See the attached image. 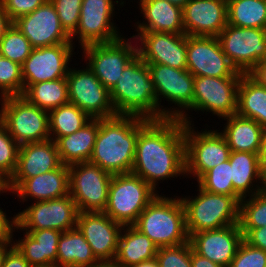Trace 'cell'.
Segmentation results:
<instances>
[{
	"label": "cell",
	"mask_w": 266,
	"mask_h": 267,
	"mask_svg": "<svg viewBox=\"0 0 266 267\" xmlns=\"http://www.w3.org/2000/svg\"><path fill=\"white\" fill-rule=\"evenodd\" d=\"M243 240L253 247L266 251V227L240 228Z\"/></svg>",
	"instance_id": "cell-46"
},
{
	"label": "cell",
	"mask_w": 266,
	"mask_h": 267,
	"mask_svg": "<svg viewBox=\"0 0 266 267\" xmlns=\"http://www.w3.org/2000/svg\"><path fill=\"white\" fill-rule=\"evenodd\" d=\"M47 0H0L10 19L15 21L20 16L32 13Z\"/></svg>",
	"instance_id": "cell-45"
},
{
	"label": "cell",
	"mask_w": 266,
	"mask_h": 267,
	"mask_svg": "<svg viewBox=\"0 0 266 267\" xmlns=\"http://www.w3.org/2000/svg\"><path fill=\"white\" fill-rule=\"evenodd\" d=\"M237 115L255 120L266 129V87L242 74L237 89Z\"/></svg>",
	"instance_id": "cell-33"
},
{
	"label": "cell",
	"mask_w": 266,
	"mask_h": 267,
	"mask_svg": "<svg viewBox=\"0 0 266 267\" xmlns=\"http://www.w3.org/2000/svg\"><path fill=\"white\" fill-rule=\"evenodd\" d=\"M194 126L184 123L186 179L193 177L197 181L211 168L229 160L231 151L218 129L207 125L198 131Z\"/></svg>",
	"instance_id": "cell-9"
},
{
	"label": "cell",
	"mask_w": 266,
	"mask_h": 267,
	"mask_svg": "<svg viewBox=\"0 0 266 267\" xmlns=\"http://www.w3.org/2000/svg\"><path fill=\"white\" fill-rule=\"evenodd\" d=\"M191 263L192 267H223L210 261L209 259L197 254L191 246Z\"/></svg>",
	"instance_id": "cell-50"
},
{
	"label": "cell",
	"mask_w": 266,
	"mask_h": 267,
	"mask_svg": "<svg viewBox=\"0 0 266 267\" xmlns=\"http://www.w3.org/2000/svg\"><path fill=\"white\" fill-rule=\"evenodd\" d=\"M61 165L56 142L52 139L20 145L17 166L8 180V189L13 193L26 179L55 170Z\"/></svg>",
	"instance_id": "cell-22"
},
{
	"label": "cell",
	"mask_w": 266,
	"mask_h": 267,
	"mask_svg": "<svg viewBox=\"0 0 266 267\" xmlns=\"http://www.w3.org/2000/svg\"><path fill=\"white\" fill-rule=\"evenodd\" d=\"M187 70L194 76L241 77L217 37L187 35Z\"/></svg>",
	"instance_id": "cell-19"
},
{
	"label": "cell",
	"mask_w": 266,
	"mask_h": 267,
	"mask_svg": "<svg viewBox=\"0 0 266 267\" xmlns=\"http://www.w3.org/2000/svg\"><path fill=\"white\" fill-rule=\"evenodd\" d=\"M157 94L159 111L166 118H179L192 104L194 75L187 69H177L163 64H148ZM172 107L161 105V102ZM174 104V105H173Z\"/></svg>",
	"instance_id": "cell-12"
},
{
	"label": "cell",
	"mask_w": 266,
	"mask_h": 267,
	"mask_svg": "<svg viewBox=\"0 0 266 267\" xmlns=\"http://www.w3.org/2000/svg\"><path fill=\"white\" fill-rule=\"evenodd\" d=\"M11 193L8 189V180L0 174V196L4 195L3 193ZM2 193V194H1Z\"/></svg>",
	"instance_id": "cell-56"
},
{
	"label": "cell",
	"mask_w": 266,
	"mask_h": 267,
	"mask_svg": "<svg viewBox=\"0 0 266 267\" xmlns=\"http://www.w3.org/2000/svg\"><path fill=\"white\" fill-rule=\"evenodd\" d=\"M98 263L77 227L62 232L58 241L56 267H90Z\"/></svg>",
	"instance_id": "cell-32"
},
{
	"label": "cell",
	"mask_w": 266,
	"mask_h": 267,
	"mask_svg": "<svg viewBox=\"0 0 266 267\" xmlns=\"http://www.w3.org/2000/svg\"><path fill=\"white\" fill-rule=\"evenodd\" d=\"M90 267H117L114 262H99L96 265Z\"/></svg>",
	"instance_id": "cell-58"
},
{
	"label": "cell",
	"mask_w": 266,
	"mask_h": 267,
	"mask_svg": "<svg viewBox=\"0 0 266 267\" xmlns=\"http://www.w3.org/2000/svg\"><path fill=\"white\" fill-rule=\"evenodd\" d=\"M0 122L19 145L50 139L49 112L30 104L23 96L0 99Z\"/></svg>",
	"instance_id": "cell-8"
},
{
	"label": "cell",
	"mask_w": 266,
	"mask_h": 267,
	"mask_svg": "<svg viewBox=\"0 0 266 267\" xmlns=\"http://www.w3.org/2000/svg\"><path fill=\"white\" fill-rule=\"evenodd\" d=\"M62 28L71 36L77 29L80 19L82 0H50Z\"/></svg>",
	"instance_id": "cell-43"
},
{
	"label": "cell",
	"mask_w": 266,
	"mask_h": 267,
	"mask_svg": "<svg viewBox=\"0 0 266 267\" xmlns=\"http://www.w3.org/2000/svg\"><path fill=\"white\" fill-rule=\"evenodd\" d=\"M33 47L29 40L13 24L0 41V55L22 66Z\"/></svg>",
	"instance_id": "cell-39"
},
{
	"label": "cell",
	"mask_w": 266,
	"mask_h": 267,
	"mask_svg": "<svg viewBox=\"0 0 266 267\" xmlns=\"http://www.w3.org/2000/svg\"><path fill=\"white\" fill-rule=\"evenodd\" d=\"M247 74L259 85L266 87V59L261 60Z\"/></svg>",
	"instance_id": "cell-49"
},
{
	"label": "cell",
	"mask_w": 266,
	"mask_h": 267,
	"mask_svg": "<svg viewBox=\"0 0 266 267\" xmlns=\"http://www.w3.org/2000/svg\"><path fill=\"white\" fill-rule=\"evenodd\" d=\"M141 119L133 115L99 119V130L89 162L113 175L131 173Z\"/></svg>",
	"instance_id": "cell-2"
},
{
	"label": "cell",
	"mask_w": 266,
	"mask_h": 267,
	"mask_svg": "<svg viewBox=\"0 0 266 267\" xmlns=\"http://www.w3.org/2000/svg\"><path fill=\"white\" fill-rule=\"evenodd\" d=\"M110 99L117 115H133L148 120L166 118L159 111L148 64L138 55L124 68L110 91Z\"/></svg>",
	"instance_id": "cell-3"
},
{
	"label": "cell",
	"mask_w": 266,
	"mask_h": 267,
	"mask_svg": "<svg viewBox=\"0 0 266 267\" xmlns=\"http://www.w3.org/2000/svg\"><path fill=\"white\" fill-rule=\"evenodd\" d=\"M76 227L99 262H114L123 228L121 223L113 221L104 212H79Z\"/></svg>",
	"instance_id": "cell-20"
},
{
	"label": "cell",
	"mask_w": 266,
	"mask_h": 267,
	"mask_svg": "<svg viewBox=\"0 0 266 267\" xmlns=\"http://www.w3.org/2000/svg\"><path fill=\"white\" fill-rule=\"evenodd\" d=\"M81 49L85 64L109 91L118 82L124 68L138 55L137 43L132 36H123L110 43L90 44Z\"/></svg>",
	"instance_id": "cell-11"
},
{
	"label": "cell",
	"mask_w": 266,
	"mask_h": 267,
	"mask_svg": "<svg viewBox=\"0 0 266 267\" xmlns=\"http://www.w3.org/2000/svg\"><path fill=\"white\" fill-rule=\"evenodd\" d=\"M78 213L70 194L47 201L31 202L30 206L27 205L24 210L16 213L14 233L42 229L64 232L76 227Z\"/></svg>",
	"instance_id": "cell-14"
},
{
	"label": "cell",
	"mask_w": 266,
	"mask_h": 267,
	"mask_svg": "<svg viewBox=\"0 0 266 267\" xmlns=\"http://www.w3.org/2000/svg\"><path fill=\"white\" fill-rule=\"evenodd\" d=\"M23 232L13 245L32 267H56L58 241L62 232L55 229ZM15 239V240H14Z\"/></svg>",
	"instance_id": "cell-26"
},
{
	"label": "cell",
	"mask_w": 266,
	"mask_h": 267,
	"mask_svg": "<svg viewBox=\"0 0 266 267\" xmlns=\"http://www.w3.org/2000/svg\"><path fill=\"white\" fill-rule=\"evenodd\" d=\"M139 12L143 15L140 22L133 24L136 32L154 31L185 34L182 8L167 0H137Z\"/></svg>",
	"instance_id": "cell-25"
},
{
	"label": "cell",
	"mask_w": 266,
	"mask_h": 267,
	"mask_svg": "<svg viewBox=\"0 0 266 267\" xmlns=\"http://www.w3.org/2000/svg\"><path fill=\"white\" fill-rule=\"evenodd\" d=\"M158 247L133 225L123 226L114 260L117 267H130L142 261L156 258Z\"/></svg>",
	"instance_id": "cell-30"
},
{
	"label": "cell",
	"mask_w": 266,
	"mask_h": 267,
	"mask_svg": "<svg viewBox=\"0 0 266 267\" xmlns=\"http://www.w3.org/2000/svg\"><path fill=\"white\" fill-rule=\"evenodd\" d=\"M99 130V119H91L75 133L60 137L56 141L60 160L64 165L90 160Z\"/></svg>",
	"instance_id": "cell-31"
},
{
	"label": "cell",
	"mask_w": 266,
	"mask_h": 267,
	"mask_svg": "<svg viewBox=\"0 0 266 267\" xmlns=\"http://www.w3.org/2000/svg\"><path fill=\"white\" fill-rule=\"evenodd\" d=\"M259 161L266 162V129L264 130L261 142V149L259 153Z\"/></svg>",
	"instance_id": "cell-54"
},
{
	"label": "cell",
	"mask_w": 266,
	"mask_h": 267,
	"mask_svg": "<svg viewBox=\"0 0 266 267\" xmlns=\"http://www.w3.org/2000/svg\"><path fill=\"white\" fill-rule=\"evenodd\" d=\"M138 56L147 64L187 69V35L169 32H136Z\"/></svg>",
	"instance_id": "cell-18"
},
{
	"label": "cell",
	"mask_w": 266,
	"mask_h": 267,
	"mask_svg": "<svg viewBox=\"0 0 266 267\" xmlns=\"http://www.w3.org/2000/svg\"><path fill=\"white\" fill-rule=\"evenodd\" d=\"M131 173L141 177L159 194L160 183L186 177L184 123L180 119L142 118L139 121Z\"/></svg>",
	"instance_id": "cell-1"
},
{
	"label": "cell",
	"mask_w": 266,
	"mask_h": 267,
	"mask_svg": "<svg viewBox=\"0 0 266 267\" xmlns=\"http://www.w3.org/2000/svg\"><path fill=\"white\" fill-rule=\"evenodd\" d=\"M240 228L266 227V193L258 192L240 200Z\"/></svg>",
	"instance_id": "cell-37"
},
{
	"label": "cell",
	"mask_w": 266,
	"mask_h": 267,
	"mask_svg": "<svg viewBox=\"0 0 266 267\" xmlns=\"http://www.w3.org/2000/svg\"><path fill=\"white\" fill-rule=\"evenodd\" d=\"M158 194L139 176L132 173L114 174L104 213L123 226L133 225Z\"/></svg>",
	"instance_id": "cell-6"
},
{
	"label": "cell",
	"mask_w": 266,
	"mask_h": 267,
	"mask_svg": "<svg viewBox=\"0 0 266 267\" xmlns=\"http://www.w3.org/2000/svg\"><path fill=\"white\" fill-rule=\"evenodd\" d=\"M217 38L230 63L243 74L266 59V29L227 24Z\"/></svg>",
	"instance_id": "cell-16"
},
{
	"label": "cell",
	"mask_w": 266,
	"mask_h": 267,
	"mask_svg": "<svg viewBox=\"0 0 266 267\" xmlns=\"http://www.w3.org/2000/svg\"><path fill=\"white\" fill-rule=\"evenodd\" d=\"M12 194L23 204L29 200L47 201L68 195L69 166L62 164L55 170L26 179Z\"/></svg>",
	"instance_id": "cell-27"
},
{
	"label": "cell",
	"mask_w": 266,
	"mask_h": 267,
	"mask_svg": "<svg viewBox=\"0 0 266 267\" xmlns=\"http://www.w3.org/2000/svg\"><path fill=\"white\" fill-rule=\"evenodd\" d=\"M223 130L219 131L226 139L230 151L259 154L264 128L255 120L237 114L222 118Z\"/></svg>",
	"instance_id": "cell-28"
},
{
	"label": "cell",
	"mask_w": 266,
	"mask_h": 267,
	"mask_svg": "<svg viewBox=\"0 0 266 267\" xmlns=\"http://www.w3.org/2000/svg\"><path fill=\"white\" fill-rule=\"evenodd\" d=\"M75 48L73 43L33 48L21 66L24 91L31 84L66 78Z\"/></svg>",
	"instance_id": "cell-17"
},
{
	"label": "cell",
	"mask_w": 266,
	"mask_h": 267,
	"mask_svg": "<svg viewBox=\"0 0 266 267\" xmlns=\"http://www.w3.org/2000/svg\"><path fill=\"white\" fill-rule=\"evenodd\" d=\"M189 241L197 254L223 267H229L243 241V233L240 225L234 224L193 233Z\"/></svg>",
	"instance_id": "cell-24"
},
{
	"label": "cell",
	"mask_w": 266,
	"mask_h": 267,
	"mask_svg": "<svg viewBox=\"0 0 266 267\" xmlns=\"http://www.w3.org/2000/svg\"><path fill=\"white\" fill-rule=\"evenodd\" d=\"M182 14L186 35L217 37L228 24L227 0H189Z\"/></svg>",
	"instance_id": "cell-23"
},
{
	"label": "cell",
	"mask_w": 266,
	"mask_h": 267,
	"mask_svg": "<svg viewBox=\"0 0 266 267\" xmlns=\"http://www.w3.org/2000/svg\"><path fill=\"white\" fill-rule=\"evenodd\" d=\"M197 188V195L180 197L189 237L193 233L239 224L240 200L236 196L211 193L198 185Z\"/></svg>",
	"instance_id": "cell-5"
},
{
	"label": "cell",
	"mask_w": 266,
	"mask_h": 267,
	"mask_svg": "<svg viewBox=\"0 0 266 267\" xmlns=\"http://www.w3.org/2000/svg\"><path fill=\"white\" fill-rule=\"evenodd\" d=\"M130 267H159V265L156 258H153L150 260L142 261L141 263L132 265Z\"/></svg>",
	"instance_id": "cell-55"
},
{
	"label": "cell",
	"mask_w": 266,
	"mask_h": 267,
	"mask_svg": "<svg viewBox=\"0 0 266 267\" xmlns=\"http://www.w3.org/2000/svg\"><path fill=\"white\" fill-rule=\"evenodd\" d=\"M6 210L3 211V208L0 204V240L2 239H13L16 236L14 235V228L17 225L16 213L13 217L7 215Z\"/></svg>",
	"instance_id": "cell-47"
},
{
	"label": "cell",
	"mask_w": 266,
	"mask_h": 267,
	"mask_svg": "<svg viewBox=\"0 0 266 267\" xmlns=\"http://www.w3.org/2000/svg\"><path fill=\"white\" fill-rule=\"evenodd\" d=\"M260 189L266 193V162H260Z\"/></svg>",
	"instance_id": "cell-53"
},
{
	"label": "cell",
	"mask_w": 266,
	"mask_h": 267,
	"mask_svg": "<svg viewBox=\"0 0 266 267\" xmlns=\"http://www.w3.org/2000/svg\"><path fill=\"white\" fill-rule=\"evenodd\" d=\"M71 67L67 73L69 103L76 105L91 119L109 118L117 115L110 99V91L84 65Z\"/></svg>",
	"instance_id": "cell-15"
},
{
	"label": "cell",
	"mask_w": 266,
	"mask_h": 267,
	"mask_svg": "<svg viewBox=\"0 0 266 267\" xmlns=\"http://www.w3.org/2000/svg\"><path fill=\"white\" fill-rule=\"evenodd\" d=\"M229 267H266V251L243 240Z\"/></svg>",
	"instance_id": "cell-44"
},
{
	"label": "cell",
	"mask_w": 266,
	"mask_h": 267,
	"mask_svg": "<svg viewBox=\"0 0 266 267\" xmlns=\"http://www.w3.org/2000/svg\"><path fill=\"white\" fill-rule=\"evenodd\" d=\"M123 4L126 5V0H120Z\"/></svg>",
	"instance_id": "cell-59"
},
{
	"label": "cell",
	"mask_w": 266,
	"mask_h": 267,
	"mask_svg": "<svg viewBox=\"0 0 266 267\" xmlns=\"http://www.w3.org/2000/svg\"><path fill=\"white\" fill-rule=\"evenodd\" d=\"M13 239L0 240V267H2L7 251L13 246Z\"/></svg>",
	"instance_id": "cell-52"
},
{
	"label": "cell",
	"mask_w": 266,
	"mask_h": 267,
	"mask_svg": "<svg viewBox=\"0 0 266 267\" xmlns=\"http://www.w3.org/2000/svg\"><path fill=\"white\" fill-rule=\"evenodd\" d=\"M228 24L266 29V0H227Z\"/></svg>",
	"instance_id": "cell-35"
},
{
	"label": "cell",
	"mask_w": 266,
	"mask_h": 267,
	"mask_svg": "<svg viewBox=\"0 0 266 267\" xmlns=\"http://www.w3.org/2000/svg\"><path fill=\"white\" fill-rule=\"evenodd\" d=\"M117 6L122 9L124 4L119 0H82L79 24L70 36L73 45L78 40L80 49L90 44L110 43L122 38L124 35L113 20L118 13L115 11Z\"/></svg>",
	"instance_id": "cell-10"
},
{
	"label": "cell",
	"mask_w": 266,
	"mask_h": 267,
	"mask_svg": "<svg viewBox=\"0 0 266 267\" xmlns=\"http://www.w3.org/2000/svg\"><path fill=\"white\" fill-rule=\"evenodd\" d=\"M133 226L147 235L158 248L189 241L185 209L180 196L158 194L141 212Z\"/></svg>",
	"instance_id": "cell-4"
},
{
	"label": "cell",
	"mask_w": 266,
	"mask_h": 267,
	"mask_svg": "<svg viewBox=\"0 0 266 267\" xmlns=\"http://www.w3.org/2000/svg\"><path fill=\"white\" fill-rule=\"evenodd\" d=\"M13 25L8 13L4 10L3 5L0 3V41L5 36L6 31Z\"/></svg>",
	"instance_id": "cell-51"
},
{
	"label": "cell",
	"mask_w": 266,
	"mask_h": 267,
	"mask_svg": "<svg viewBox=\"0 0 266 267\" xmlns=\"http://www.w3.org/2000/svg\"><path fill=\"white\" fill-rule=\"evenodd\" d=\"M229 161L234 196L241 200L261 192L259 154L231 151Z\"/></svg>",
	"instance_id": "cell-29"
},
{
	"label": "cell",
	"mask_w": 266,
	"mask_h": 267,
	"mask_svg": "<svg viewBox=\"0 0 266 267\" xmlns=\"http://www.w3.org/2000/svg\"><path fill=\"white\" fill-rule=\"evenodd\" d=\"M13 24L25 35L33 48L72 43L50 0L32 13L20 16Z\"/></svg>",
	"instance_id": "cell-21"
},
{
	"label": "cell",
	"mask_w": 266,
	"mask_h": 267,
	"mask_svg": "<svg viewBox=\"0 0 266 267\" xmlns=\"http://www.w3.org/2000/svg\"><path fill=\"white\" fill-rule=\"evenodd\" d=\"M91 118L74 104L68 103L49 111L50 139L55 142L63 136L75 133Z\"/></svg>",
	"instance_id": "cell-36"
},
{
	"label": "cell",
	"mask_w": 266,
	"mask_h": 267,
	"mask_svg": "<svg viewBox=\"0 0 266 267\" xmlns=\"http://www.w3.org/2000/svg\"><path fill=\"white\" fill-rule=\"evenodd\" d=\"M156 260L159 267H192L190 241L158 248Z\"/></svg>",
	"instance_id": "cell-42"
},
{
	"label": "cell",
	"mask_w": 266,
	"mask_h": 267,
	"mask_svg": "<svg viewBox=\"0 0 266 267\" xmlns=\"http://www.w3.org/2000/svg\"><path fill=\"white\" fill-rule=\"evenodd\" d=\"M2 267H32L13 245L6 253Z\"/></svg>",
	"instance_id": "cell-48"
},
{
	"label": "cell",
	"mask_w": 266,
	"mask_h": 267,
	"mask_svg": "<svg viewBox=\"0 0 266 267\" xmlns=\"http://www.w3.org/2000/svg\"><path fill=\"white\" fill-rule=\"evenodd\" d=\"M112 176L89 161L69 165V194L79 212H104Z\"/></svg>",
	"instance_id": "cell-13"
},
{
	"label": "cell",
	"mask_w": 266,
	"mask_h": 267,
	"mask_svg": "<svg viewBox=\"0 0 266 267\" xmlns=\"http://www.w3.org/2000/svg\"><path fill=\"white\" fill-rule=\"evenodd\" d=\"M231 179V165L227 160L205 172L197 180V184L201 189L211 193L234 196Z\"/></svg>",
	"instance_id": "cell-38"
},
{
	"label": "cell",
	"mask_w": 266,
	"mask_h": 267,
	"mask_svg": "<svg viewBox=\"0 0 266 267\" xmlns=\"http://www.w3.org/2000/svg\"><path fill=\"white\" fill-rule=\"evenodd\" d=\"M22 96L32 105L50 111L69 103L66 78L31 84Z\"/></svg>",
	"instance_id": "cell-34"
},
{
	"label": "cell",
	"mask_w": 266,
	"mask_h": 267,
	"mask_svg": "<svg viewBox=\"0 0 266 267\" xmlns=\"http://www.w3.org/2000/svg\"><path fill=\"white\" fill-rule=\"evenodd\" d=\"M20 145L0 122V174L7 180L14 174Z\"/></svg>",
	"instance_id": "cell-41"
},
{
	"label": "cell",
	"mask_w": 266,
	"mask_h": 267,
	"mask_svg": "<svg viewBox=\"0 0 266 267\" xmlns=\"http://www.w3.org/2000/svg\"><path fill=\"white\" fill-rule=\"evenodd\" d=\"M23 93L21 65L0 55V99L7 96H22Z\"/></svg>",
	"instance_id": "cell-40"
},
{
	"label": "cell",
	"mask_w": 266,
	"mask_h": 267,
	"mask_svg": "<svg viewBox=\"0 0 266 267\" xmlns=\"http://www.w3.org/2000/svg\"><path fill=\"white\" fill-rule=\"evenodd\" d=\"M173 5L183 8L189 0H167Z\"/></svg>",
	"instance_id": "cell-57"
},
{
	"label": "cell",
	"mask_w": 266,
	"mask_h": 267,
	"mask_svg": "<svg viewBox=\"0 0 266 267\" xmlns=\"http://www.w3.org/2000/svg\"><path fill=\"white\" fill-rule=\"evenodd\" d=\"M240 78L194 76L193 104L178 119L194 125L193 116L189 115L193 111L208 112L219 119L236 114Z\"/></svg>",
	"instance_id": "cell-7"
}]
</instances>
